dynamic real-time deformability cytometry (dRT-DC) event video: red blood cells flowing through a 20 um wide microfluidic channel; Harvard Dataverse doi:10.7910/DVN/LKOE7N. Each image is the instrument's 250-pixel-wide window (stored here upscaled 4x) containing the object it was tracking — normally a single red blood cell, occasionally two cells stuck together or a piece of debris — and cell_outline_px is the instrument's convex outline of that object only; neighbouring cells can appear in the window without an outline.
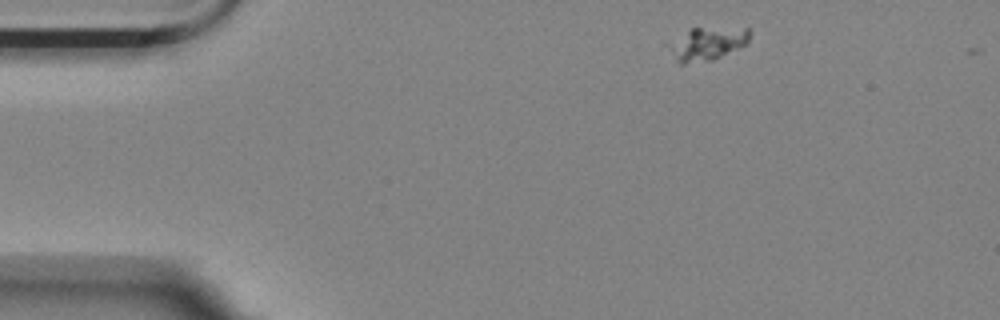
{"species": "Egyptian fruit bat (a non-hibernating species)", "species_latin": "Rousettus aegyptiacus", "temperature_condition": "room temperature", "stored_images_in_passage": 3, "camera_frame_rate_fps": 3000, "um_per_image_px": 0.085, "animal": {"sex": "female"}, "frame": {"image": 1, "passage_image": 1, "time_ms": 0.0, "image_size_px": [1000, 320], "cell_outline_px": [[752, 32], [748, 44], [740, 48], [712, 60], [684, 64], [680, 64], [676, 60], [664, 44], [692, 28], [748, 28]], "centroid_in_image_um": [60.11, 3.72], "position_along_channel_um": 24.9, "area_um2": 15.9}}